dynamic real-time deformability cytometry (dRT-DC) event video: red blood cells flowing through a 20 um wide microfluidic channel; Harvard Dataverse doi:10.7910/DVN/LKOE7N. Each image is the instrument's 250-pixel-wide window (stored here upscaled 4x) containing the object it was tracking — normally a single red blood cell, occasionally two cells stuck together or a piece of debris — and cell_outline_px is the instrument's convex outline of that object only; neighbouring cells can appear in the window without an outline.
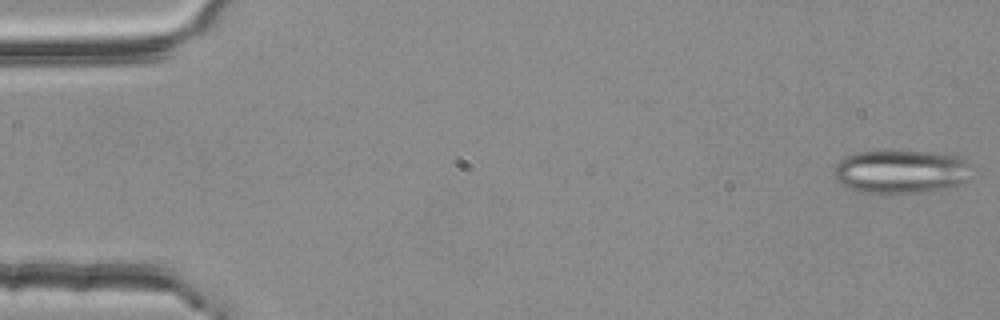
{"species": "common noctule bat (a hibernating species)", "species_latin": "Nyctalus noctula", "temperature_condition": "room temperature", "stored_images_in_passage": 4, "camera_frame_rate_fps": 3000, "um_per_image_px": 0.085, "animal": {"sex": "female", "body_mass_g": 25.1}, "frame": {"image": 1, "passage_image": 1, "time_ms": 0.0, "image_size_px": [1000, 320], "cell_outline_px": [[968, 180], [964, 184], [924, 192], [860, 192], [840, 184], [832, 176], [832, 172], [836, 164], [840, 160], [856, 152], [932, 152], [956, 156], [968, 160]], "centroid_in_image_um": [76.56, 14.59], "position_along_channel_um": 8.4, "area_um2": 34.51}}